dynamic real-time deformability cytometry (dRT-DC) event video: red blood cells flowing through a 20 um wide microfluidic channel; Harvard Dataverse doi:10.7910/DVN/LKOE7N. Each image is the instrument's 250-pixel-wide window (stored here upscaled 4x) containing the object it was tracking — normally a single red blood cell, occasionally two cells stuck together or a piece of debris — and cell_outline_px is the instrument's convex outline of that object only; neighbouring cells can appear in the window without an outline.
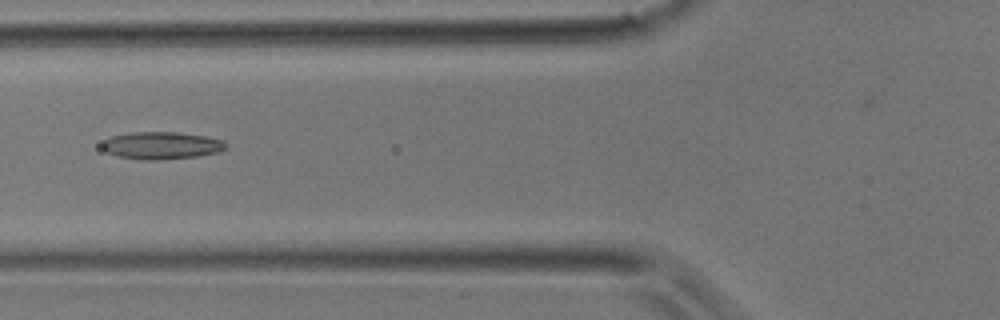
{"species": "common noctule bat (a hibernating species)", "species_latin": "Nyctalus noctula", "temperature_condition": "room temperature", "stored_images_in_passage": 3, "camera_frame_rate_fps": 3000, "um_per_image_px": 0.085, "animal": {"sex": "male", "body_mass_g": 17.9}, "frame": {"image": 1, "passage_image": 3, "time_ms": 3.333, "image_size_px": [1000, 320], "cell_outline_px": [[228, 144], [220, 152], [196, 156], [160, 160], [140, 160], [120, 156], [108, 152], [100, 144], [104, 140], [112, 136], [132, 132], [176, 132], [208, 136], [224, 140]], "centroid_in_image_um": [13.77, 12.36], "position_along_channel_um": 112.0, "area_um2": 19.77}}